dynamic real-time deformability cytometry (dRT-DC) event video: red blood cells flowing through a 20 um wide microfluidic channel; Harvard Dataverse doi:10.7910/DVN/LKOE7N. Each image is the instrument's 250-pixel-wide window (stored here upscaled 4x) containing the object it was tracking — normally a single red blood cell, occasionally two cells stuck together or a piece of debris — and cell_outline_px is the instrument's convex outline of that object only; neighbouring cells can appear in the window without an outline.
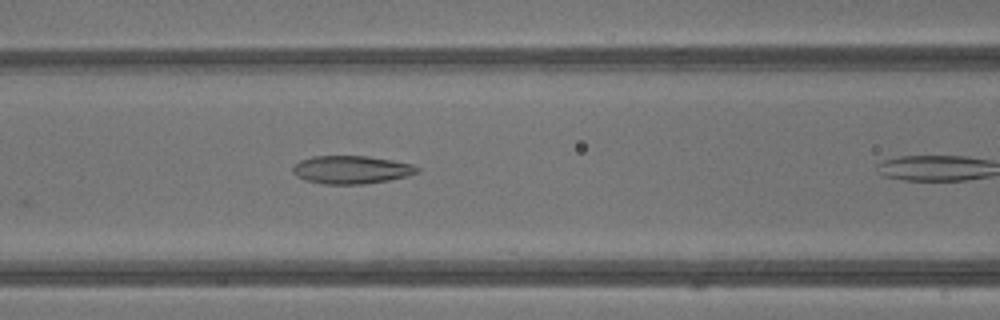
{"species": "common noctule bat (a hibernating species)", "species_latin": "Nyctalus noctula", "temperature_condition": "warm", "stored_images_in_passage": 5, "camera_frame_rate_fps": 3000, "um_per_image_px": 0.085, "animal": {"sex": "male", "body_mass_g": 13.3}, "frame": {"image": 1, "passage_image": 4, "time_ms": 1.0, "image_size_px": [1000, 320], "cell_outline_px": [[420, 172], [408, 176], [388, 180], [364, 184], [324, 184], [304, 180], [296, 176], [292, 172], [292, 168], [300, 160], [312, 156], [368, 156], [392, 160], [412, 164], [420, 168]], "centroid_in_image_um": [29.87, 14.43], "position_along_channel_um": 136.7, "area_um2": 20.46}}